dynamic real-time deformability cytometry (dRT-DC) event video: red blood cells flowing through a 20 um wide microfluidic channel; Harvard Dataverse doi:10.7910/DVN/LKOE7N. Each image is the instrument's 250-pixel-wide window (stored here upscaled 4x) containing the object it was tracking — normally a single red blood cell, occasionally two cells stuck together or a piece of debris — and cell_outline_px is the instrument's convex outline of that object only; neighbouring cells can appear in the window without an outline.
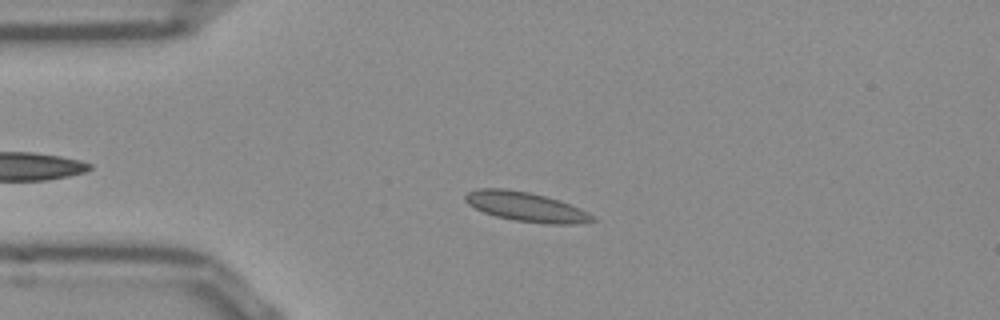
{"species": "Egyptian fruit bat (a non-hibernating species)", "species_latin": "Rousettus aegyptiacus", "temperature_condition": "room temperature", "stored_images_in_passage": 40, "camera_frame_rate_fps": 3000, "um_per_image_px": 0.085, "frame": {"image": 1, "passage_image": 11, "time_ms": 3.333, "image_size_px": [1000, 320], "cell_outline_px": [[596, 220], [572, 224], [548, 224], [512, 220], [496, 216], [484, 212], [468, 204], [464, 200], [464, 196], [468, 192], [476, 188], [504, 188], [528, 192], [560, 200], [580, 208], [588, 212]], "centroid_in_image_um": [44.68, 17.57], "position_along_channel_um": 40.3, "area_um2": 21.73}}
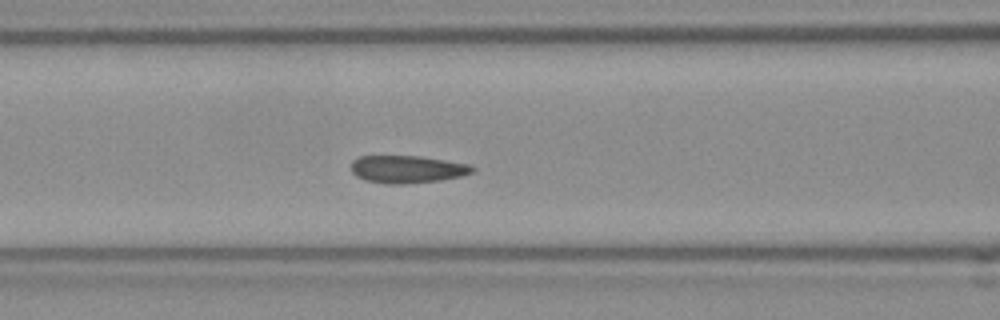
{"frame": {"image": 2, "passage_image": 20, "time_ms": 6.333, "image_size_px": [1000, 320], "cell_outline_px": [[476, 168], [472, 172], [460, 176], [440, 180], [404, 184], [388, 184], [364, 180], [356, 176], [352, 172], [352, 160], [360, 156], [420, 156], [468, 164]], "centroid_in_image_um": [34.58, 14.38], "position_along_channel_um": 132.0, "area_um2": 19.36}}
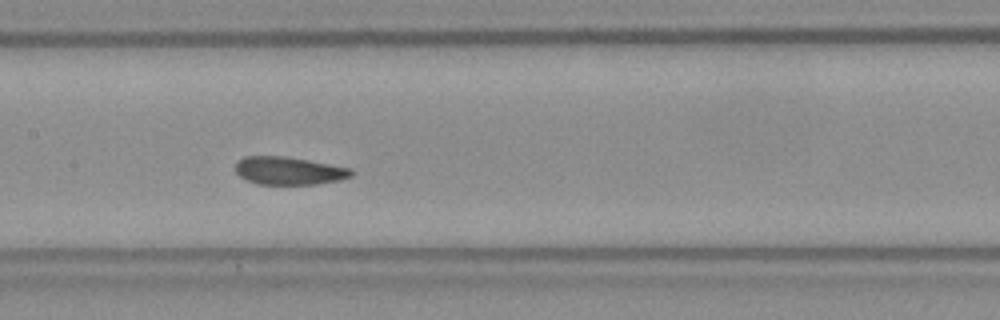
{"frame": {"image": 3, "passage_image": 24, "time_ms": 7.667, "image_size_px": [1000, 320], "cell_outline_px": [[352, 176], [340, 180], [316, 184], [256, 184], [240, 176], [236, 172], [236, 164], [244, 156], [284, 156], [308, 160], [352, 168]], "centroid_in_image_um": [24.57, 14.51], "position_along_channel_um": 182.8, "area_um2": 18.73}, "authors_computed_cell_mechanics": {"area_um2": 20.0277, "velocity_mm_per_s": 3.8111, "shape_relaxation_time_tau1_ms": 5.158, "shape_relaxation_time_tau2_ms": null, "deformation_change_tau1": 0.1113, "deformation_change_tau2": null}}